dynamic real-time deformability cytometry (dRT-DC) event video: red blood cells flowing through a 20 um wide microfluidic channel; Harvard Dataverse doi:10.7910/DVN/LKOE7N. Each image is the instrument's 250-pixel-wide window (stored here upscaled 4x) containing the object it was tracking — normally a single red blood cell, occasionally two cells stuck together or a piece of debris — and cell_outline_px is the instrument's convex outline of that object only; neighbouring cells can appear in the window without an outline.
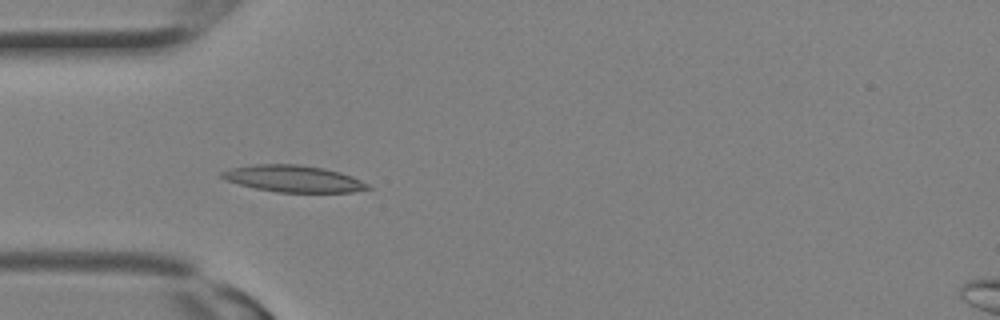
{"species": "Egyptian fruit bat (a non-hibernating species)", "species_latin": "Rousettus aegyptiacus", "temperature_condition": "room temperature", "stored_images_in_passage": 29, "camera_frame_rate_fps": 3000, "um_per_image_px": 0.085, "animal": {"sex": "female"}, "frame": {"image": 1, "passage_image": 9, "time_ms": 2.667, "image_size_px": [1000, 320], "cell_outline_px": [[372, 188], [352, 192], [276, 192], [256, 188], [224, 180], [220, 176], [220, 172], [232, 168], [252, 164], [300, 164], [324, 168], [340, 172], [352, 176], [368, 184]], "centroid_in_image_um": [24.93, 15.18], "position_along_channel_um": 60.1, "area_um2": 22.72}}
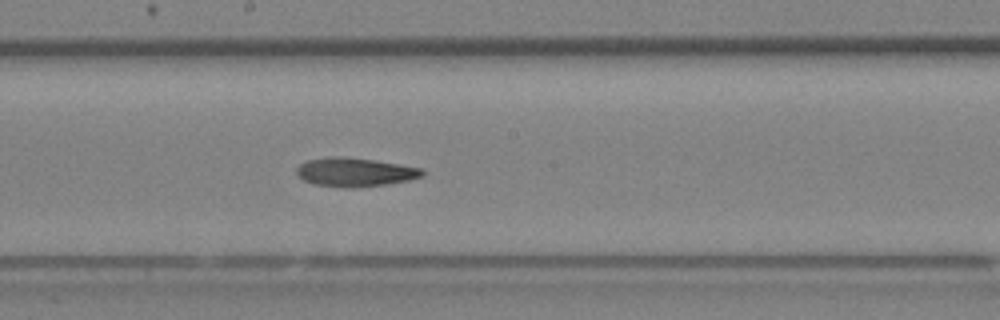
{"frame": {"image": 2, "passage_image": 16, "time_ms": 5.0, "image_size_px": [1000, 320], "cell_outline_px": [[424, 176], [408, 180], [384, 184], [348, 188], [316, 184], [304, 180], [296, 172], [296, 168], [304, 160], [328, 156], [340, 156], [376, 160], [424, 168]], "centroid_in_image_um": [30.17, 14.61], "position_along_channel_um": 218.0, "area_um2": 21.1}}
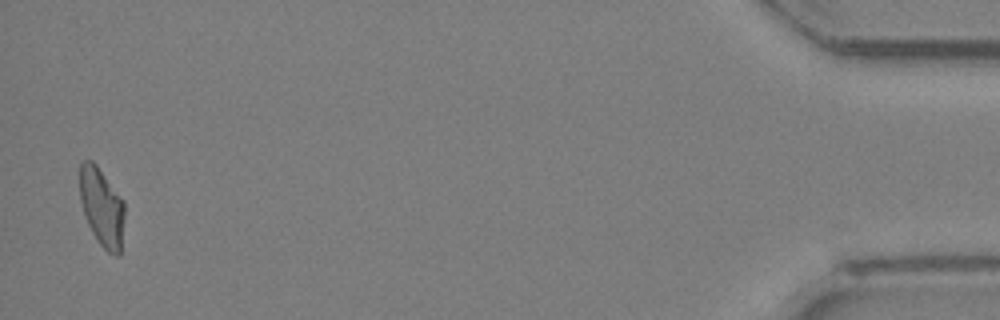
{"frame": {"image": 3, "passage_image": 29, "time_ms": 9.333, "image_size_px": [1000, 320], "cell_outline_px": [[124, 220], [120, 256], [116, 256], [108, 252], [100, 244], [92, 232], [88, 224], [80, 200], [80, 164], [84, 160], [92, 160], [96, 164], [124, 200]], "centroid_in_image_um": [8.67, 17.61], "position_along_channel_um": 426.5, "area_um2": 20.46}}